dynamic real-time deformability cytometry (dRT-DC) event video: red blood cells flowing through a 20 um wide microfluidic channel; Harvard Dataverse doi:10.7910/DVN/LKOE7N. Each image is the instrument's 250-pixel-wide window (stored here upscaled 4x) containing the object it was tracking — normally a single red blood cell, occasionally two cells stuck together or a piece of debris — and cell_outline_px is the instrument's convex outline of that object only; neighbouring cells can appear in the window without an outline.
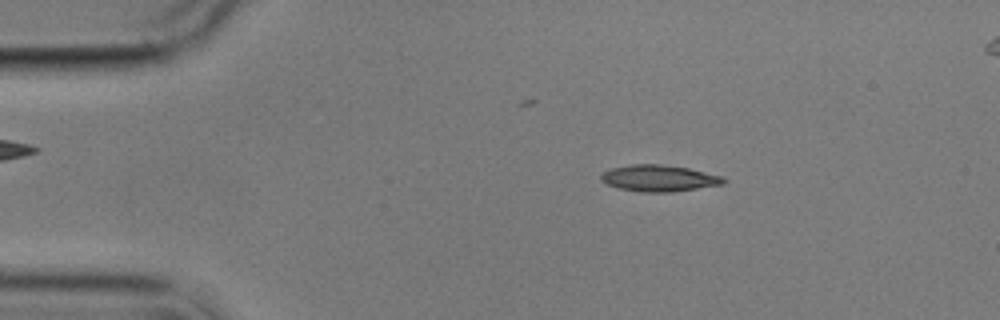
{"species": "common noctule bat (a hibernating species)", "species_latin": "Nyctalus noctula", "temperature_condition": "cold", "stored_images_in_passage": 4, "camera_frame_rate_fps": 3000, "um_per_image_px": 0.085, "animal": {"sex": "male", "body_mass_g": 17.9}, "frame": {"image": 1, "passage_image": 3, "time_ms": 2.333, "image_size_px": [1000, 320], "cell_outline_px": [[728, 180], [724, 184], [672, 192], [640, 192], [616, 188], [600, 180], [600, 176], [604, 172], [612, 168], [632, 164], [660, 164], [688, 168], [724, 176]], "centroid_in_image_um": [56.04, 15.15], "position_along_channel_um": 29.0, "area_um2": 19.02}}